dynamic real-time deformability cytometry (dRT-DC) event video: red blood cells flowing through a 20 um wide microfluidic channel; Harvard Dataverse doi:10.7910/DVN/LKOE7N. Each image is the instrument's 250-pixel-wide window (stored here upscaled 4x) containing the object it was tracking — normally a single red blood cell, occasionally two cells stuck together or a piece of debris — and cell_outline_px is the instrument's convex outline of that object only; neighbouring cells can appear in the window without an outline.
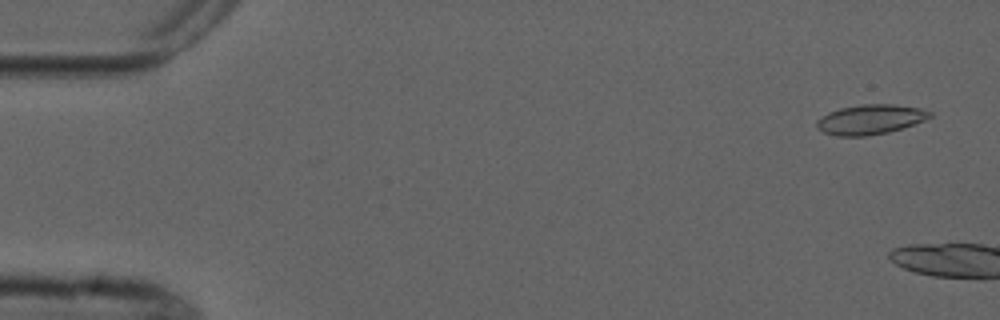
{"species": "common noctule bat (a hibernating species)", "species_latin": "Nyctalus noctula", "temperature_condition": "cold", "stored_images_in_passage": 6, "camera_frame_rate_fps": 3000, "um_per_image_px": 0.085, "animal": {"sex": "male", "forearm_length_mm": 52.5}, "frame": {"image": 1, "passage_image": 1, "time_ms": 0.0, "image_size_px": [1000, 320], "cell_outline_px": [[932, 116], [916, 124], [888, 132], [868, 136], [836, 136], [824, 132], [816, 124], [816, 120], [828, 112], [840, 108], [860, 104], [896, 104], [920, 108], [932, 112]], "centroid_in_image_um": [74.0, 10.15], "position_along_channel_um": 11.0, "area_um2": 19.71}}